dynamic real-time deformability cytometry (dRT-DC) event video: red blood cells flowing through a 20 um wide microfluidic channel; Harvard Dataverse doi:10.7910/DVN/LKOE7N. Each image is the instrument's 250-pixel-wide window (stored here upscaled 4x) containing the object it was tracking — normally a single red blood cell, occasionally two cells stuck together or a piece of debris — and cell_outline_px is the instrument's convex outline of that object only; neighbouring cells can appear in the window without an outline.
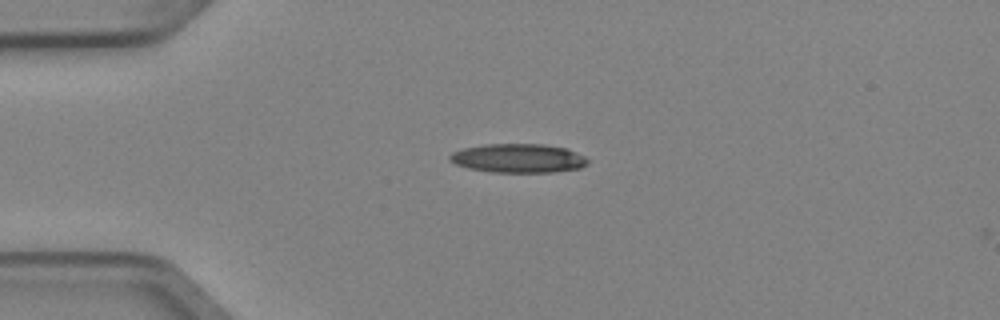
{"species": "Egyptian fruit bat (a non-hibernating species)", "species_latin": "Rousettus aegyptiacus", "temperature_condition": "cold", "stored_images_in_passage": 3, "camera_frame_rate_fps": 3000, "um_per_image_px": 0.085, "animal": {"sex": "female"}, "frame": {"image": 1, "passage_image": 1, "time_ms": 0.0, "image_size_px": [1000, 320], "cell_outline_px": [[588, 164], [580, 168], [556, 172], [488, 172], [468, 168], [456, 164], [448, 160], [448, 156], [452, 152], [464, 148], [484, 144], [544, 144], [568, 148], [584, 156], [588, 160]], "centroid_in_image_um": [44.05, 13.45], "position_along_channel_um": 40.9, "area_um2": 23.47}}
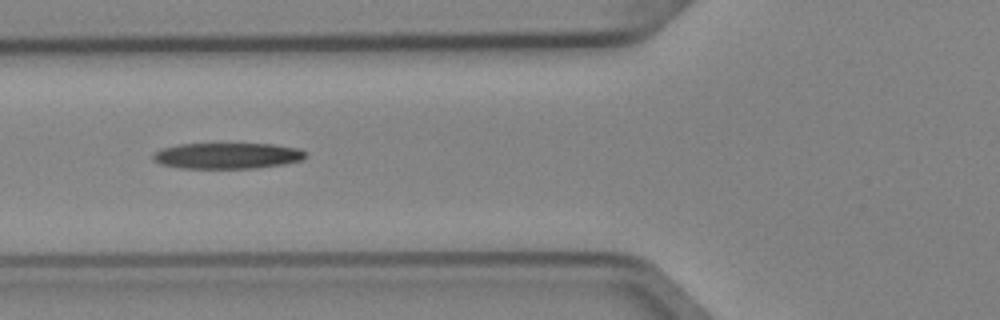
{"frame": {"image": 2, "passage_image": 3, "time_ms": 0.667, "image_size_px": [1000, 320], "cell_outline_px": [[304, 156], [300, 160], [284, 164], [256, 168], [180, 168], [160, 164], [152, 160], [152, 152], [164, 148], [180, 144], [272, 144], [300, 148], [304, 152]], "centroid_in_image_um": [19.27, 13.24], "position_along_channel_um": 106.5, "area_um2": 23.0}}